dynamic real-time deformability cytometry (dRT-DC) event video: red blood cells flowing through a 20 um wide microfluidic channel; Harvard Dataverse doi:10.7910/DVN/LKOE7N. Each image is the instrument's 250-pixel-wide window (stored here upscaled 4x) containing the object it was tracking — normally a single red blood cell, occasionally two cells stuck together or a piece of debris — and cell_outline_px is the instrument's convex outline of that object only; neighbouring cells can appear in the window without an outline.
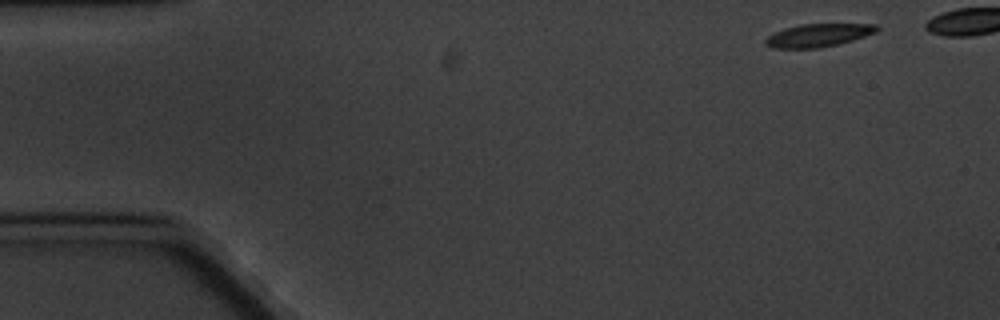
{"species": "common noctule bat (a hibernating species)", "species_latin": "Nyctalus noctula", "temperature_condition": "cold", "stored_images_in_passage": 5, "camera_frame_rate_fps": 3000, "um_per_image_px": 0.085, "animal": {"sex": "male", "body_mass_g": 20.1, "forearm_length_mm": 53.5}, "frame": {"image": 1, "passage_image": 1, "time_ms": 0.0, "image_size_px": [1000, 320], "cell_outline_px": [[880, 28], [876, 32], [840, 44], [820, 48], [772, 48], [764, 44], [764, 40], [768, 36], [784, 28], [800, 24], [880, 24]], "centroid_in_image_um": [69.56, 3.0], "position_along_channel_um": 15.4, "area_um2": 15.03}}